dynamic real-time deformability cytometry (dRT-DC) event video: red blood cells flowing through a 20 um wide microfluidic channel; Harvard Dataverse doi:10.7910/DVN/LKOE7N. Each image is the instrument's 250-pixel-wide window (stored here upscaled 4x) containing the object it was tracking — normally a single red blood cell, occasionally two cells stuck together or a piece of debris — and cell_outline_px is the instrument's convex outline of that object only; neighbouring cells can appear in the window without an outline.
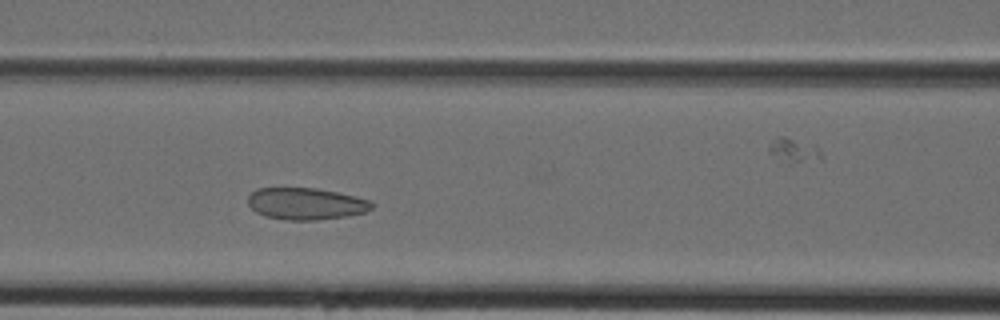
{"species": "Egyptian fruit bat (a non-hibernating species)", "species_latin": "Rousettus aegyptiacus", "temperature_condition": "cold", "stored_images_in_passage": 38, "camera_frame_rate_fps": 3000, "um_per_image_px": 0.085, "animal": {"sex": "female"}, "frame": {"image": 1, "passage_image": 12, "time_ms": 3.667, "image_size_px": [1000, 320], "cell_outline_px": [[372, 208], [364, 212], [348, 216], [316, 220], [288, 220], [264, 216], [256, 212], [248, 204], [248, 196], [256, 188], [316, 188], [336, 192], [368, 200], [372, 204]], "centroid_in_image_um": [25.95, 17.32], "position_along_channel_um": 140.6, "area_um2": 22.77}}
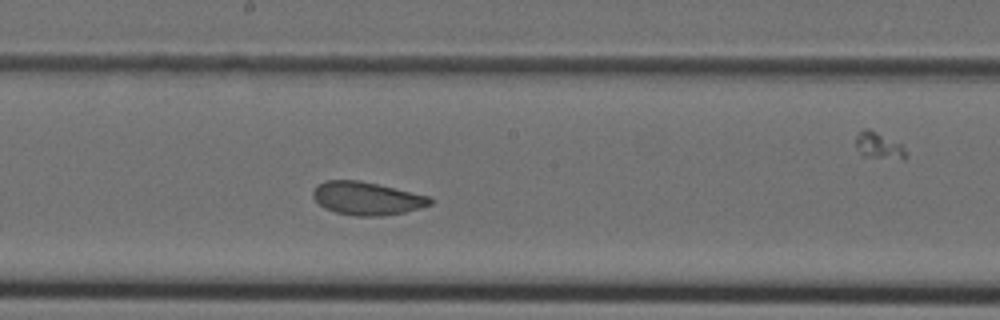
{"frame": {"image": 2, "passage_image": 17, "time_ms": 5.333, "image_size_px": [1000, 320], "cell_outline_px": [[432, 204], [420, 208], [404, 212], [380, 216], [356, 216], [336, 212], [324, 208], [312, 196], [312, 192], [316, 184], [324, 180], [360, 180], [428, 196], [432, 200]], "centroid_in_image_um": [31.14, 16.86], "position_along_channel_um": 217.1, "area_um2": 22.48}}
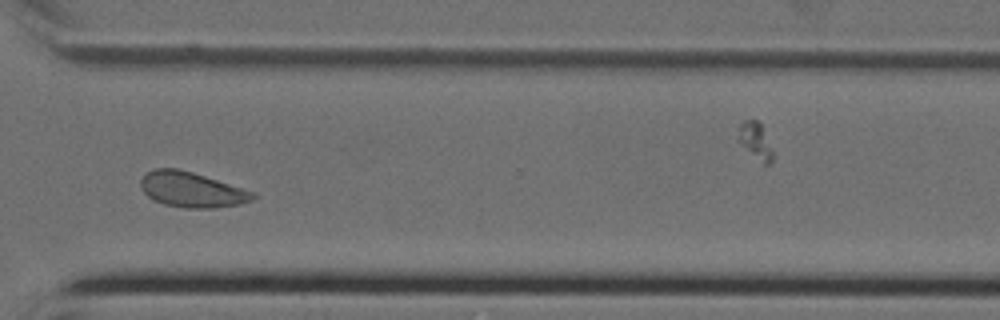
{"frame": {"image": 3, "passage_image": 26, "time_ms": 8.333, "image_size_px": [1000, 320], "cell_outline_px": [[256, 196], [252, 200], [240, 204], [212, 208], [184, 208], [164, 204], [148, 196], [144, 192], [140, 184], [140, 180], [148, 172], [156, 168], [180, 168], [256, 192]], "centroid_in_image_um": [16.32, 16.12], "position_along_channel_um": 354.3, "area_um2": 22.95}}